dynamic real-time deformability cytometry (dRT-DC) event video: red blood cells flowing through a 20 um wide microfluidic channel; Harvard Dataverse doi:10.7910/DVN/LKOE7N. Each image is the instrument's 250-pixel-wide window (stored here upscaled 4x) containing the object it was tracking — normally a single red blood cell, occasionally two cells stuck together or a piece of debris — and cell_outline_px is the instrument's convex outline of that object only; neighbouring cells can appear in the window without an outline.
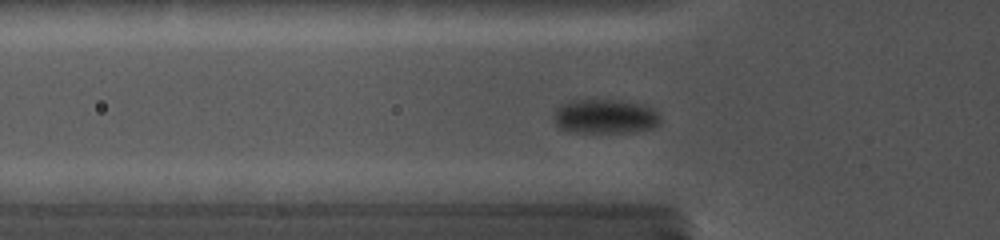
{"species": "common noctule bat (a hibernating species)", "species_latin": "Nyctalus noctula", "temperature_condition": "cold", "stored_images_in_passage": 44, "camera_frame_rate_fps": 5000, "um_per_image_px": 0.085, "animal": {"sex": "female", "body_mass_g": 19.0, "forearm_length_mm": 56.7}, "frame": {"image": 1, "passage_image": 16, "time_ms": 5.8, "image_size_px": [1000, 240], "cell_outline_px": [[660, 124], [652, 128], [636, 132], [568, 132], [560, 128], [552, 120], [556, 108], [564, 104], [580, 100], [612, 100], [636, 104], [652, 108], [660, 116]], "centroid_in_image_um": [51.42, 9.93], "position_along_channel_um": 74.4, "area_um2": 21.1}}
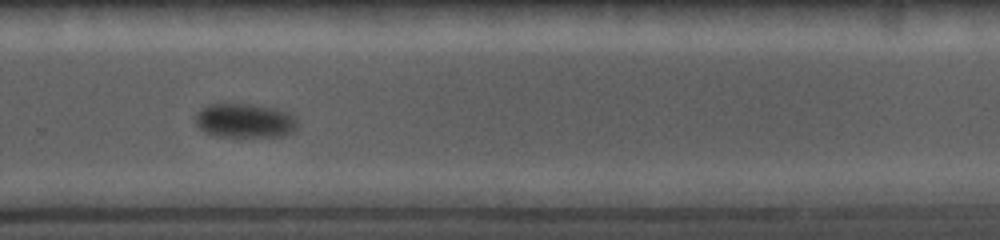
{"frame": {"image": 2, "passage_image": 32, "time_ms": 12.2, "image_size_px": [1000, 240], "cell_outline_px": [[300, 124], [292, 132], [284, 136], [220, 136], [208, 132], [200, 128], [196, 124], [196, 116], [204, 108], [212, 104], [240, 104], [276, 108], [292, 112]], "centroid_in_image_um": [20.92, 10.26], "position_along_channel_um": 308.9, "area_um2": 20.06}}
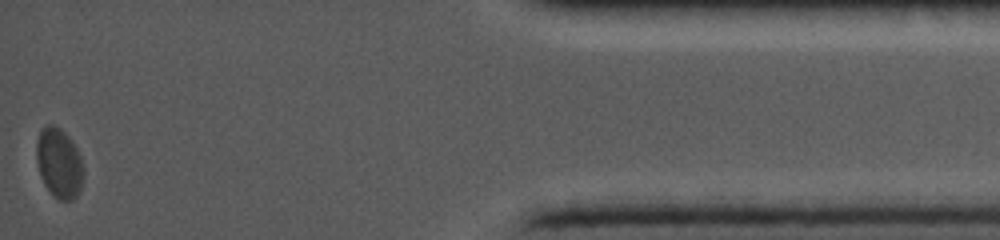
{"frame": {"image": 3, "passage_image": 44, "time_ms": 17.0, "image_size_px": [1000, 240], "cell_outline_px": [[84, 176], [80, 192], [72, 200], [60, 200], [52, 196], [44, 184], [40, 176], [36, 160], [36, 140], [44, 124], [52, 124], [60, 128], [72, 140], [80, 156], [84, 168]], "centroid_in_image_um": [5.02, 13.87], "position_along_channel_um": 430.2, "area_um2": 19.54}}